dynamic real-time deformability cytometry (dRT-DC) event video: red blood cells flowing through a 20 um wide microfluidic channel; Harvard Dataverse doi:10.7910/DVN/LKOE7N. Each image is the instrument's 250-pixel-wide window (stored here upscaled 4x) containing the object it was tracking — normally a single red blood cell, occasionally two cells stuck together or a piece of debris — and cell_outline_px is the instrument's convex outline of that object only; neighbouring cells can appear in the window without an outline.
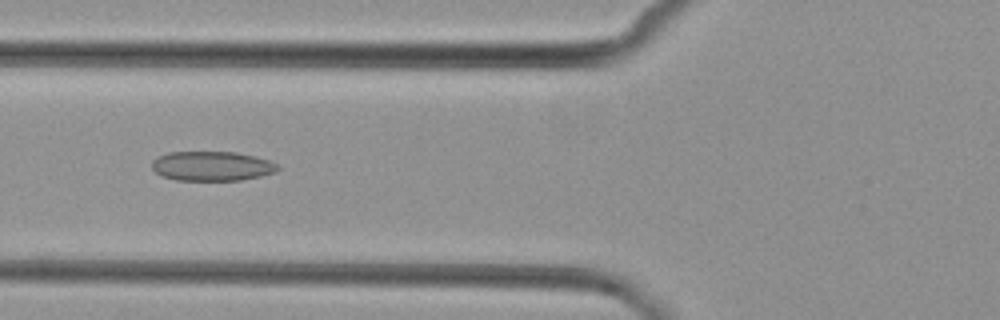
{"species": "common noctule bat (a hibernating species)", "species_latin": "Nyctalus noctula", "temperature_condition": "cold", "stored_images_in_passage": 6, "camera_frame_rate_fps": 3000, "um_per_image_px": 0.085, "animal": {"sex": "female", "body_mass_g": 29.2, "forearm_length_mm": 56.3}, "frame": {"image": 1, "passage_image": 6, "time_ms": 6.0, "image_size_px": [1000, 320], "cell_outline_px": [[280, 168], [276, 172], [260, 176], [240, 180], [176, 180], [160, 176], [152, 168], [152, 160], [156, 156], [168, 152], [236, 152], [268, 160], [276, 164]], "centroid_in_image_um": [17.96, 14.12], "position_along_channel_um": 107.8, "area_um2": 21.68}}